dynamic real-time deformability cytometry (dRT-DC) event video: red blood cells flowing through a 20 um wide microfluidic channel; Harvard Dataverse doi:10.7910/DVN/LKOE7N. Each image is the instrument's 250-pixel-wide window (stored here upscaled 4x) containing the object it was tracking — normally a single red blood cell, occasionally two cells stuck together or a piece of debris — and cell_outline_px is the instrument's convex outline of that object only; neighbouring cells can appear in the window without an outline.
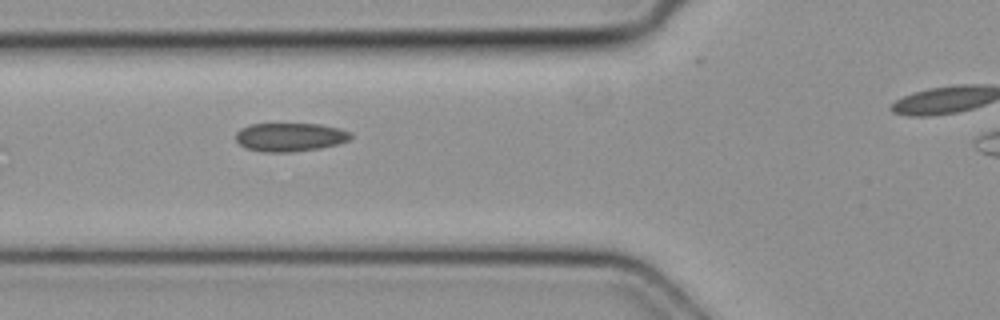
{"species": "common noctule bat (a hibernating species)", "species_latin": "Nyctalus noctula", "temperature_condition": "cold", "stored_images_in_passage": 6, "segment_of_instrument_passage": [1, 2], "camera_frame_rate_fps": 3000, "um_per_image_px": 0.085, "animal": {"sex": "female", "body_mass_g": 19.3, "forearm_length_mm": 54.1}, "frame": {"image": 1, "passage_image": 2, "time_ms": 0.333, "image_size_px": [1000, 320], "cell_outline_px": [[352, 136], [348, 140], [336, 144], [320, 148], [292, 152], [260, 152], [244, 148], [236, 140], [236, 132], [240, 128], [248, 124], [320, 124], [340, 128], [352, 132]], "centroid_in_image_um": [24.62, 11.65], "position_along_channel_um": 101.2, "area_um2": 19.31}}
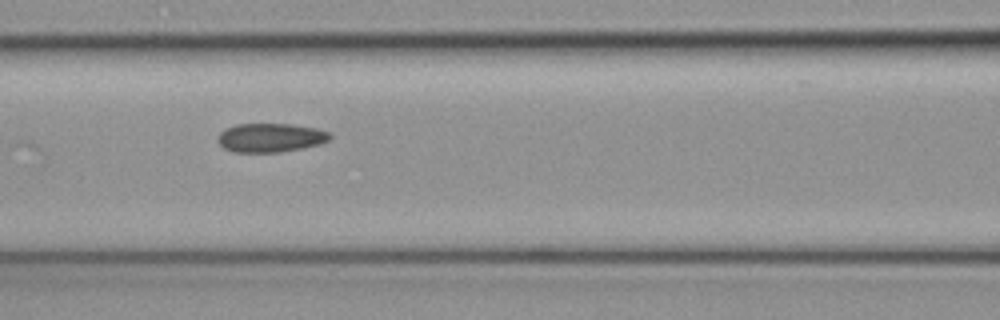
{"frame": {"image": 2, "passage_image": 3, "time_ms": 0.667, "image_size_px": [1000, 320], "cell_outline_px": [[332, 136], [328, 140], [320, 144], [280, 152], [232, 152], [224, 148], [216, 140], [220, 132], [236, 124], [292, 124], [316, 128], [328, 132]], "centroid_in_image_um": [22.97, 11.7], "position_along_channel_um": 143.6, "area_um2": 18.79}}
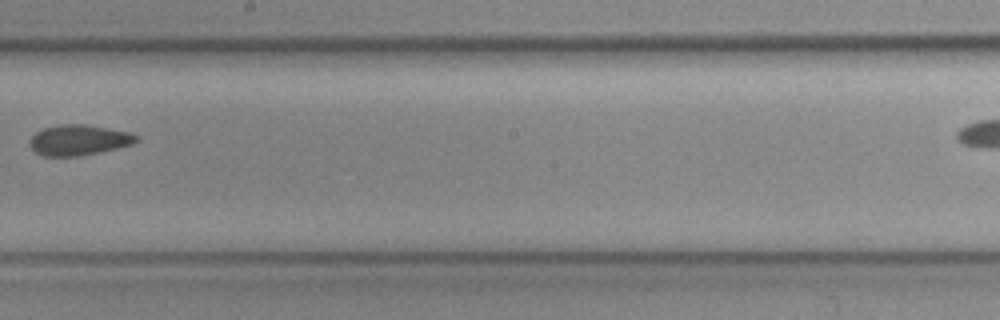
{"frame": {"image": 3, "passage_image": 5, "time_ms": 1.333, "image_size_px": [1000, 320], "cell_outline_px": [[140, 140], [132, 144], [116, 148], [76, 156], [44, 156], [36, 152], [32, 148], [32, 136], [36, 132], [44, 128], [60, 124], [84, 124], [128, 132], [140, 136]], "centroid_in_image_um": [6.73, 11.89], "position_along_channel_um": 241.5, "area_um2": 18.55}}